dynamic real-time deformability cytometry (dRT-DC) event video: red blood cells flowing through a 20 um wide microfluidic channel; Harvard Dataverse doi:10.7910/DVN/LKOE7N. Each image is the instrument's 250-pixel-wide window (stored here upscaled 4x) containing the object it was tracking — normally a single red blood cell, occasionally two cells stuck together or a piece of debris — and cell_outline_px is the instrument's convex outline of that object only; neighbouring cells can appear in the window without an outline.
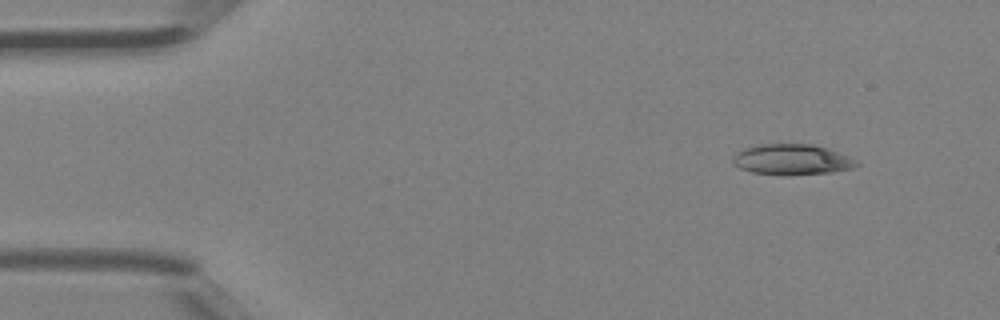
{"species": "Egyptian fruit bat (a non-hibernating species)", "species_latin": "Rousettus aegyptiacus", "temperature_condition": "room temperature", "stored_images_in_passage": 42, "camera_frame_rate_fps": 3000, "um_per_image_px": 0.085, "animal": {"sex": "female"}, "frame": {"image": 1, "passage_image": 1, "time_ms": 0.0, "image_size_px": [1000, 320], "cell_outline_px": [[860, 164], [856, 168], [832, 172], [752, 172], [740, 168], [732, 164], [732, 156], [744, 148], [756, 144], [812, 144], [828, 148], [848, 156]], "centroid_in_image_um": [67.31, 13.51], "position_along_channel_um": 17.7, "area_um2": 21.21}}
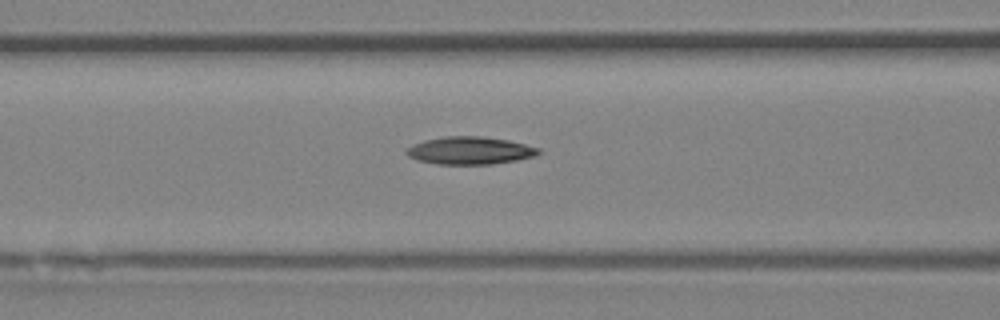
{"frame": {"image": 2, "passage_image": 15, "time_ms": 4.667, "image_size_px": [1000, 320], "cell_outline_px": [[540, 152], [536, 156], [516, 160], [492, 164], [436, 164], [416, 160], [408, 156], [404, 152], [408, 148], [424, 140], [444, 136], [484, 136], [508, 140], [540, 148]], "centroid_in_image_um": [39.94, 12.79], "position_along_channel_um": 126.7, "area_um2": 21.27}}
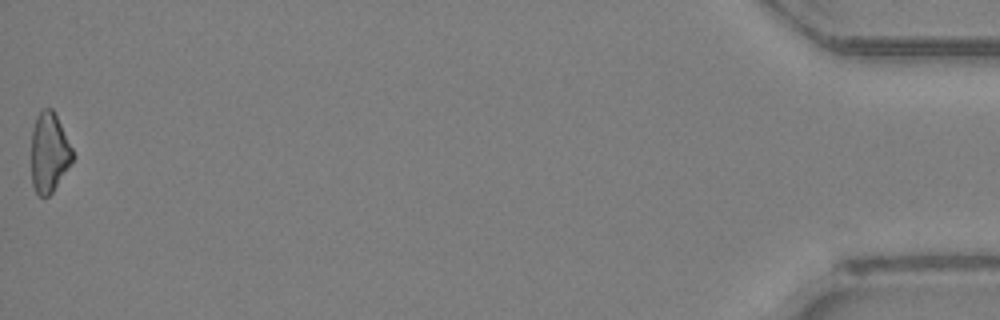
{"frame": {"image": 3, "passage_image": 42, "time_ms": 13.667, "image_size_px": [1000, 320], "cell_outline_px": [[72, 160], [52, 192], [48, 196], [40, 196], [36, 192], [32, 184], [32, 128], [36, 116], [44, 108], [52, 108], [72, 148]], "centroid_in_image_um": [4.15, 12.95], "position_along_channel_um": 431.1, "area_um2": 18.67}}